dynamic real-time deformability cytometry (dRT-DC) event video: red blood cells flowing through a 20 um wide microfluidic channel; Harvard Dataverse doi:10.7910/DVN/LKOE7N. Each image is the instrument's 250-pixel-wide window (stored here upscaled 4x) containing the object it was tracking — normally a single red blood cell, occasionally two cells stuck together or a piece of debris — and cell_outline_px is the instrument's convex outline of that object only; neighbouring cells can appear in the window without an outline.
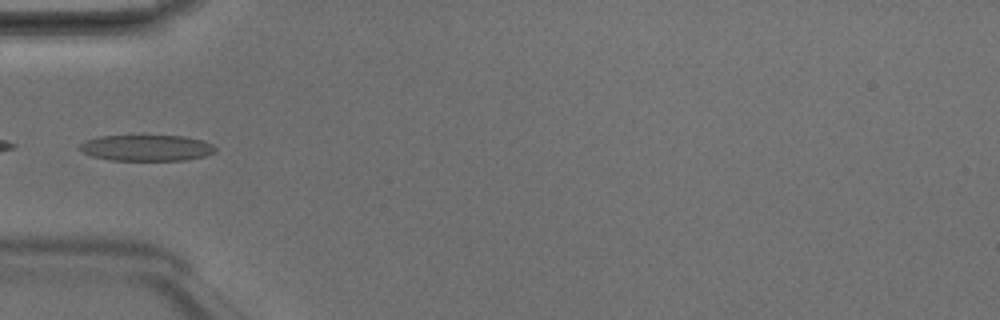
{"species": "Egyptian fruit bat (a non-hibernating species)", "species_latin": "Rousettus aegyptiacus", "temperature_condition": "room temperature", "stored_images_in_passage": 6, "camera_frame_rate_fps": 3000, "um_per_image_px": 0.085, "animal": {"sex": "male"}, "frame": {"image": 1, "passage_image": 5, "time_ms": 1.333, "image_size_px": [1000, 320], "cell_outline_px": [[216, 152], [204, 156], [188, 160], [112, 160], [92, 156], [76, 148], [84, 140], [100, 136], [184, 136], [200, 140], [212, 144], [216, 148]], "centroid_in_image_um": [12.44, 12.57], "position_along_channel_um": 72.6, "area_um2": 20.58}}